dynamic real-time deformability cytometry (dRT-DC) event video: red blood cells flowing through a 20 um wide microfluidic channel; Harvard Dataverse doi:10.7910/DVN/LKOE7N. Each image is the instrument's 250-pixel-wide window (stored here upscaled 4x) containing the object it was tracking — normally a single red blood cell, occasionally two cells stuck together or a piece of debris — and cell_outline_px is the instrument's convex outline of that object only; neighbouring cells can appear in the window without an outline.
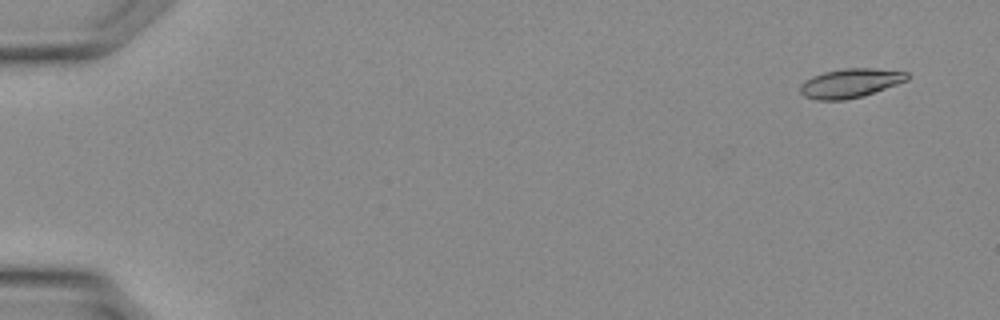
{"species": "Egyptian fruit bat (a non-hibernating species)", "species_latin": "Rousettus aegyptiacus", "temperature_condition": "warm", "stored_images_in_passage": 35, "camera_frame_rate_fps": 3000, "um_per_image_px": 0.085, "animal": {"sex": "female"}, "frame": {"image": 1, "passage_image": 1, "time_ms": 0.0, "image_size_px": [1000, 320], "cell_outline_px": [[908, 80], [864, 96], [844, 100], [816, 100], [804, 96], [800, 92], [800, 84], [812, 76], [824, 72], [844, 68], [872, 68], [908, 72]], "centroid_in_image_um": [72.26, 7.07], "position_along_channel_um": 12.7, "area_um2": 18.15}}
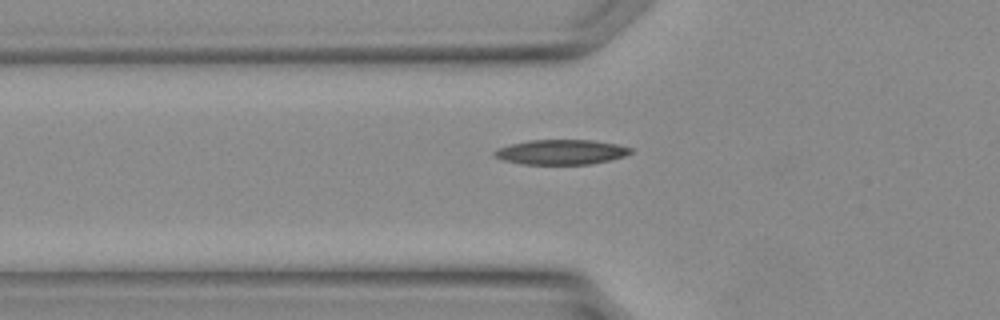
{"frame": {"image": 2, "passage_image": 12, "time_ms": 3.667, "image_size_px": [1000, 320], "cell_outline_px": [[632, 152], [624, 156], [608, 160], [588, 164], [520, 164], [504, 160], [496, 156], [492, 152], [500, 148], [512, 144], [532, 140], [596, 140], [616, 144], [632, 148]], "centroid_in_image_um": [47.72, 12.92], "position_along_channel_um": 78.1, "area_um2": 19.48}}
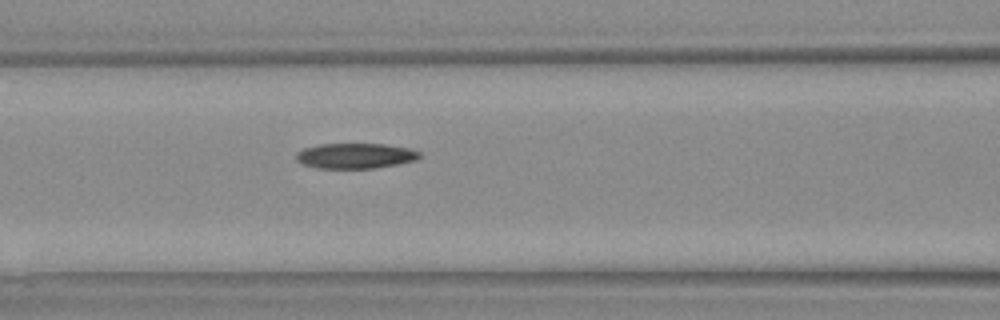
{"frame": {"image": 3, "passage_image": 15, "time_ms": 4.667, "image_size_px": [1000, 320], "cell_outline_px": [[420, 156], [416, 160], [376, 168], [316, 168], [300, 164], [296, 160], [296, 152], [304, 148], [320, 144], [384, 144], [408, 148], [420, 152]], "centroid_in_image_um": [30.15, 13.25], "position_along_channel_um": 136.4, "area_um2": 18.21}}